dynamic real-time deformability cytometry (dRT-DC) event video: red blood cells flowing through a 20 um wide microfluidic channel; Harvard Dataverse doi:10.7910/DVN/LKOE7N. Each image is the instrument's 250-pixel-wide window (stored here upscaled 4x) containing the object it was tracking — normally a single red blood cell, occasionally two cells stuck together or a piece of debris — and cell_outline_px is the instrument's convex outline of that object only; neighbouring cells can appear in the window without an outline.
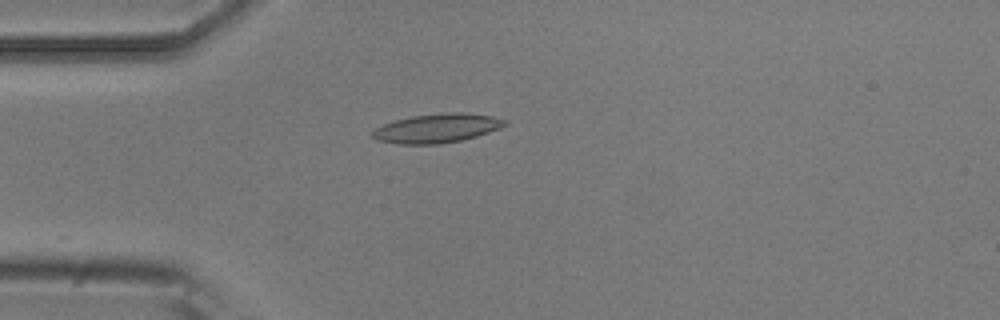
{"species": "common noctule bat (a hibernating species)", "species_latin": "Nyctalus noctula", "temperature_condition": "room temperature", "stored_images_in_passage": 4, "camera_frame_rate_fps": 3000, "um_per_image_px": 0.085, "animal": {"sex": "male", "body_mass_g": 20.5, "forearm_length_mm": 52.5}, "frame": {"image": 1, "passage_image": 3, "time_ms": 2.333, "image_size_px": [1000, 320], "cell_outline_px": [[508, 124], [488, 132], [476, 136], [460, 140], [440, 144], [400, 144], [376, 140], [372, 136], [372, 132], [376, 128], [384, 124], [396, 120], [412, 116], [444, 112], [460, 112], [492, 116], [508, 120]], "centroid_in_image_um": [37.15, 10.89], "position_along_channel_um": 47.9, "area_um2": 22.25}}